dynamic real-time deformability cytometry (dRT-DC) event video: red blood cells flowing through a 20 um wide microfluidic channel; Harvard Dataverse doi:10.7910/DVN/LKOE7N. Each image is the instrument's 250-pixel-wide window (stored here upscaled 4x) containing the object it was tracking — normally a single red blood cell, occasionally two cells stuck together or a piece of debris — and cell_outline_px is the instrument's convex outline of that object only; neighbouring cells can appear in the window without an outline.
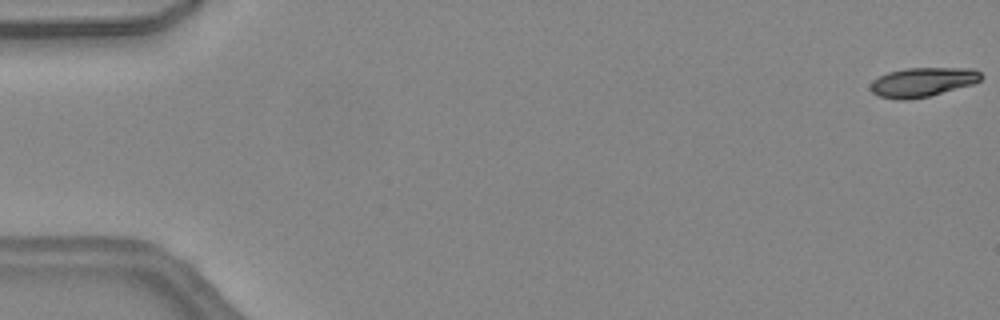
{"species": "common noctule bat (a hibernating species)", "species_latin": "Nyctalus noctula", "temperature_condition": "warm", "stored_images_in_passage": 46, "camera_frame_rate_fps": 3000, "um_per_image_px": 0.085, "animal": {"sex": "female", "body_mass_g": 24.6, "forearm_length_mm": 56.2}, "frame": {"image": 1, "passage_image": 1, "time_ms": 0.0, "image_size_px": [1000, 320], "cell_outline_px": [[984, 76], [980, 80], [972, 84], [928, 96], [908, 100], [900, 100], [880, 96], [872, 92], [872, 80], [888, 72], [904, 68], [972, 68], [980, 72]], "centroid_in_image_um": [78.43, 6.97], "position_along_channel_um": 6.6, "area_um2": 18.67}}
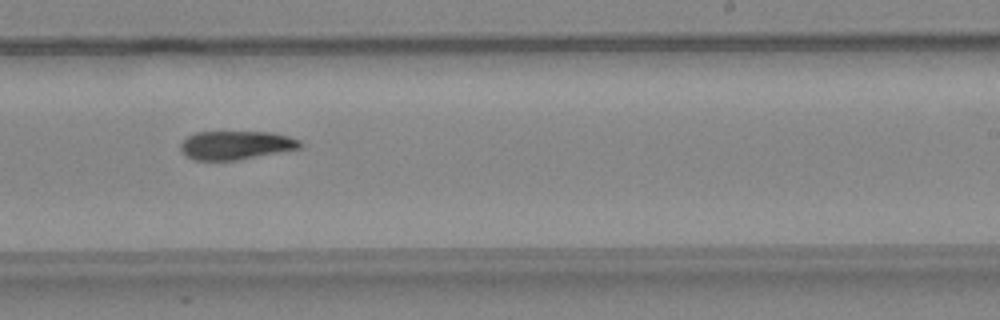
{"frame": {"image": 2, "passage_image": 29, "time_ms": 9.333, "image_size_px": [1000, 320], "cell_outline_px": [[304, 144], [300, 148], [236, 160], [192, 160], [184, 156], [180, 152], [180, 144], [188, 136], [196, 132], [272, 132], [288, 136], [300, 140]], "centroid_in_image_um": [20.02, 12.34], "position_along_channel_um": 269.0, "area_um2": 20.0}}
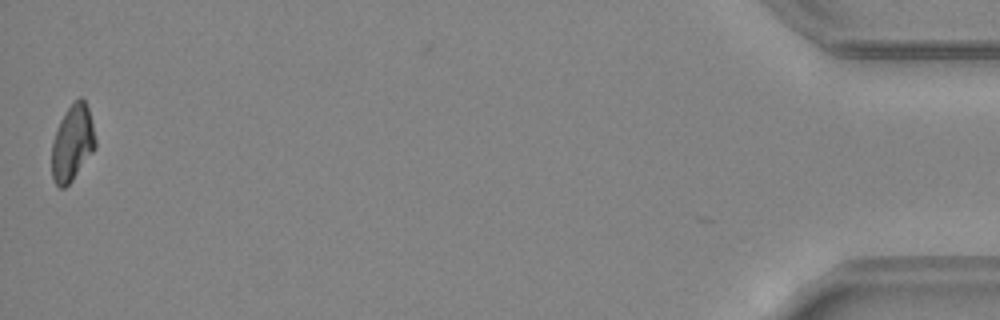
{"frame": {"image": 3, "passage_image": 46, "time_ms": 15.0, "image_size_px": [1000, 320], "cell_outline_px": [[96, 148], [72, 180], [64, 188], [60, 188], [56, 184], [52, 176], [52, 140], [60, 120], [68, 108], [80, 96], [84, 100], [88, 108], [96, 140]], "centroid_in_image_um": [6.15, 12.16], "position_along_channel_um": 429.1, "area_um2": 19.13}, "authors_computed_cell_mechanics": {"area_um2": 20.3167, "velocity_mm_per_s": 4.5162, "shape_relaxation_time_tau1_ms": 5.5998, "shape_relaxation_time_tau2_ms": null, "deformation_change_tau1": 0.1834, "deformation_change_tau2": null}}